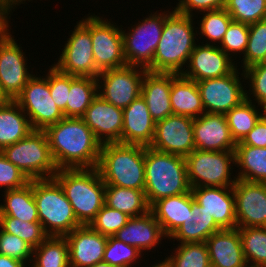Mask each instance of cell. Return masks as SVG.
<instances>
[{"label":"cell","instance_id":"484cf974","mask_svg":"<svg viewBox=\"0 0 266 267\" xmlns=\"http://www.w3.org/2000/svg\"><path fill=\"white\" fill-rule=\"evenodd\" d=\"M172 73H154L147 71L141 85V96L148 106L155 122L173 115L170 102Z\"/></svg>","mask_w":266,"mask_h":267},{"label":"cell","instance_id":"9a60e30c","mask_svg":"<svg viewBox=\"0 0 266 267\" xmlns=\"http://www.w3.org/2000/svg\"><path fill=\"white\" fill-rule=\"evenodd\" d=\"M239 74L236 68L228 75L196 82L205 113L225 115L246 99Z\"/></svg>","mask_w":266,"mask_h":267},{"label":"cell","instance_id":"8fae6325","mask_svg":"<svg viewBox=\"0 0 266 267\" xmlns=\"http://www.w3.org/2000/svg\"><path fill=\"white\" fill-rule=\"evenodd\" d=\"M69 36L58 62L53 66L72 76L96 78L100 71L96 68L93 56L90 16L77 22Z\"/></svg>","mask_w":266,"mask_h":267},{"label":"cell","instance_id":"8992f818","mask_svg":"<svg viewBox=\"0 0 266 267\" xmlns=\"http://www.w3.org/2000/svg\"><path fill=\"white\" fill-rule=\"evenodd\" d=\"M33 195L40 223L48 236L65 237L81 226L54 178L33 180Z\"/></svg>","mask_w":266,"mask_h":267},{"label":"cell","instance_id":"91938a15","mask_svg":"<svg viewBox=\"0 0 266 267\" xmlns=\"http://www.w3.org/2000/svg\"><path fill=\"white\" fill-rule=\"evenodd\" d=\"M246 267H266V265L246 264Z\"/></svg>","mask_w":266,"mask_h":267},{"label":"cell","instance_id":"6da1fadb","mask_svg":"<svg viewBox=\"0 0 266 267\" xmlns=\"http://www.w3.org/2000/svg\"><path fill=\"white\" fill-rule=\"evenodd\" d=\"M44 132L58 169L98 166L102 144L82 118L64 117Z\"/></svg>","mask_w":266,"mask_h":267},{"label":"cell","instance_id":"4316f807","mask_svg":"<svg viewBox=\"0 0 266 267\" xmlns=\"http://www.w3.org/2000/svg\"><path fill=\"white\" fill-rule=\"evenodd\" d=\"M192 209V193L169 196L155 201L150 212L160 223L164 234L169 238L188 218Z\"/></svg>","mask_w":266,"mask_h":267},{"label":"cell","instance_id":"3957f363","mask_svg":"<svg viewBox=\"0 0 266 267\" xmlns=\"http://www.w3.org/2000/svg\"><path fill=\"white\" fill-rule=\"evenodd\" d=\"M53 178L62 187L77 221L89 225L105 205V183L98 168L58 169Z\"/></svg>","mask_w":266,"mask_h":267},{"label":"cell","instance_id":"e575fe53","mask_svg":"<svg viewBox=\"0 0 266 267\" xmlns=\"http://www.w3.org/2000/svg\"><path fill=\"white\" fill-rule=\"evenodd\" d=\"M97 85L96 78L70 75L67 117L81 118L84 115L92 100L98 95Z\"/></svg>","mask_w":266,"mask_h":267},{"label":"cell","instance_id":"ab89813d","mask_svg":"<svg viewBox=\"0 0 266 267\" xmlns=\"http://www.w3.org/2000/svg\"><path fill=\"white\" fill-rule=\"evenodd\" d=\"M224 9L235 22L250 25L266 19V0H226Z\"/></svg>","mask_w":266,"mask_h":267},{"label":"cell","instance_id":"9c48e42d","mask_svg":"<svg viewBox=\"0 0 266 267\" xmlns=\"http://www.w3.org/2000/svg\"><path fill=\"white\" fill-rule=\"evenodd\" d=\"M150 14L142 22L133 25L129 32L122 28L124 57L127 65L147 68L154 58V53L160 41L165 18L171 13ZM136 26V27H135Z\"/></svg>","mask_w":266,"mask_h":267},{"label":"cell","instance_id":"7a4b0ae2","mask_svg":"<svg viewBox=\"0 0 266 267\" xmlns=\"http://www.w3.org/2000/svg\"><path fill=\"white\" fill-rule=\"evenodd\" d=\"M192 19L175 9L165 18L153 62L146 68L149 72L182 74L196 46Z\"/></svg>","mask_w":266,"mask_h":267},{"label":"cell","instance_id":"c3c4849f","mask_svg":"<svg viewBox=\"0 0 266 267\" xmlns=\"http://www.w3.org/2000/svg\"><path fill=\"white\" fill-rule=\"evenodd\" d=\"M48 70V82L51 97L57 107L67 117V101L70 92V75L60 72L55 66Z\"/></svg>","mask_w":266,"mask_h":267},{"label":"cell","instance_id":"60d3db41","mask_svg":"<svg viewBox=\"0 0 266 267\" xmlns=\"http://www.w3.org/2000/svg\"><path fill=\"white\" fill-rule=\"evenodd\" d=\"M243 61V62H242ZM266 61V19L249 25V40L241 60L244 70Z\"/></svg>","mask_w":266,"mask_h":267},{"label":"cell","instance_id":"d590c367","mask_svg":"<svg viewBox=\"0 0 266 267\" xmlns=\"http://www.w3.org/2000/svg\"><path fill=\"white\" fill-rule=\"evenodd\" d=\"M32 259L31 267H70L67 239L48 236L38 247L33 248Z\"/></svg>","mask_w":266,"mask_h":267},{"label":"cell","instance_id":"8d00e7d4","mask_svg":"<svg viewBox=\"0 0 266 267\" xmlns=\"http://www.w3.org/2000/svg\"><path fill=\"white\" fill-rule=\"evenodd\" d=\"M247 264L266 265V227H237Z\"/></svg>","mask_w":266,"mask_h":267},{"label":"cell","instance_id":"ee69618b","mask_svg":"<svg viewBox=\"0 0 266 267\" xmlns=\"http://www.w3.org/2000/svg\"><path fill=\"white\" fill-rule=\"evenodd\" d=\"M130 218L127 214L104 205L89 225L102 235L113 236Z\"/></svg>","mask_w":266,"mask_h":267},{"label":"cell","instance_id":"f35d334b","mask_svg":"<svg viewBox=\"0 0 266 267\" xmlns=\"http://www.w3.org/2000/svg\"><path fill=\"white\" fill-rule=\"evenodd\" d=\"M0 228L18 236L33 248L38 247L48 237L40 222L22 221L7 215H0Z\"/></svg>","mask_w":266,"mask_h":267},{"label":"cell","instance_id":"7c38bea8","mask_svg":"<svg viewBox=\"0 0 266 267\" xmlns=\"http://www.w3.org/2000/svg\"><path fill=\"white\" fill-rule=\"evenodd\" d=\"M147 71L132 65L102 71L96 77L98 95L117 108L125 109L141 95L142 80Z\"/></svg>","mask_w":266,"mask_h":267},{"label":"cell","instance_id":"5bb4252c","mask_svg":"<svg viewBox=\"0 0 266 267\" xmlns=\"http://www.w3.org/2000/svg\"><path fill=\"white\" fill-rule=\"evenodd\" d=\"M27 57L8 27L0 30V85L10 100L21 93L33 76L28 70Z\"/></svg>","mask_w":266,"mask_h":267},{"label":"cell","instance_id":"f5cc1de1","mask_svg":"<svg viewBox=\"0 0 266 267\" xmlns=\"http://www.w3.org/2000/svg\"><path fill=\"white\" fill-rule=\"evenodd\" d=\"M12 8L14 7L7 1V0H0V26L2 28H9V20L11 16L8 15L11 14Z\"/></svg>","mask_w":266,"mask_h":267},{"label":"cell","instance_id":"1f68e13d","mask_svg":"<svg viewBox=\"0 0 266 267\" xmlns=\"http://www.w3.org/2000/svg\"><path fill=\"white\" fill-rule=\"evenodd\" d=\"M105 205L130 217H139L150 211L145 191L105 185Z\"/></svg>","mask_w":266,"mask_h":267},{"label":"cell","instance_id":"603a6c76","mask_svg":"<svg viewBox=\"0 0 266 267\" xmlns=\"http://www.w3.org/2000/svg\"><path fill=\"white\" fill-rule=\"evenodd\" d=\"M123 118L122 143L149 147L154 137L156 122L141 95L123 109Z\"/></svg>","mask_w":266,"mask_h":267},{"label":"cell","instance_id":"277c9868","mask_svg":"<svg viewBox=\"0 0 266 267\" xmlns=\"http://www.w3.org/2000/svg\"><path fill=\"white\" fill-rule=\"evenodd\" d=\"M144 191L149 206L159 199L190 192L185 157L145 147Z\"/></svg>","mask_w":266,"mask_h":267},{"label":"cell","instance_id":"d4e9b609","mask_svg":"<svg viewBox=\"0 0 266 267\" xmlns=\"http://www.w3.org/2000/svg\"><path fill=\"white\" fill-rule=\"evenodd\" d=\"M211 267H246L238 228L221 229L205 241Z\"/></svg>","mask_w":266,"mask_h":267},{"label":"cell","instance_id":"6f0895ef","mask_svg":"<svg viewBox=\"0 0 266 267\" xmlns=\"http://www.w3.org/2000/svg\"><path fill=\"white\" fill-rule=\"evenodd\" d=\"M151 267V266H150ZM152 267H170L169 262L164 259L163 261H160V263H155V265H152Z\"/></svg>","mask_w":266,"mask_h":267},{"label":"cell","instance_id":"b9f144b4","mask_svg":"<svg viewBox=\"0 0 266 267\" xmlns=\"http://www.w3.org/2000/svg\"><path fill=\"white\" fill-rule=\"evenodd\" d=\"M141 253L138 248L125 244L114 236H108L102 261L117 267H132L142 257Z\"/></svg>","mask_w":266,"mask_h":267},{"label":"cell","instance_id":"7402d4cb","mask_svg":"<svg viewBox=\"0 0 266 267\" xmlns=\"http://www.w3.org/2000/svg\"><path fill=\"white\" fill-rule=\"evenodd\" d=\"M194 201L214 217L222 229L237 228L235 196L230 187H196L191 188Z\"/></svg>","mask_w":266,"mask_h":267},{"label":"cell","instance_id":"f546056e","mask_svg":"<svg viewBox=\"0 0 266 267\" xmlns=\"http://www.w3.org/2000/svg\"><path fill=\"white\" fill-rule=\"evenodd\" d=\"M32 131L29 118L14 100L0 107V151Z\"/></svg>","mask_w":266,"mask_h":267},{"label":"cell","instance_id":"7dc6e473","mask_svg":"<svg viewBox=\"0 0 266 267\" xmlns=\"http://www.w3.org/2000/svg\"><path fill=\"white\" fill-rule=\"evenodd\" d=\"M242 71V78L244 76L245 80L249 79L248 83L250 82V89L246 90V94L252 92L250 95L255 97L253 100L262 107L261 109H266V63H258Z\"/></svg>","mask_w":266,"mask_h":267},{"label":"cell","instance_id":"52a82bcc","mask_svg":"<svg viewBox=\"0 0 266 267\" xmlns=\"http://www.w3.org/2000/svg\"><path fill=\"white\" fill-rule=\"evenodd\" d=\"M1 153L29 180L50 179L58 172L44 131L33 130L25 138L4 147Z\"/></svg>","mask_w":266,"mask_h":267},{"label":"cell","instance_id":"d6a6232c","mask_svg":"<svg viewBox=\"0 0 266 267\" xmlns=\"http://www.w3.org/2000/svg\"><path fill=\"white\" fill-rule=\"evenodd\" d=\"M239 167L237 179L266 183V148L254 146L235 147V166Z\"/></svg>","mask_w":266,"mask_h":267},{"label":"cell","instance_id":"ac0fdd59","mask_svg":"<svg viewBox=\"0 0 266 267\" xmlns=\"http://www.w3.org/2000/svg\"><path fill=\"white\" fill-rule=\"evenodd\" d=\"M233 192L237 227H266V183L237 179Z\"/></svg>","mask_w":266,"mask_h":267},{"label":"cell","instance_id":"680465c9","mask_svg":"<svg viewBox=\"0 0 266 267\" xmlns=\"http://www.w3.org/2000/svg\"><path fill=\"white\" fill-rule=\"evenodd\" d=\"M14 8L20 5L21 3H23V1L25 2L26 0H7ZM29 1V0H28Z\"/></svg>","mask_w":266,"mask_h":267},{"label":"cell","instance_id":"836d02e7","mask_svg":"<svg viewBox=\"0 0 266 267\" xmlns=\"http://www.w3.org/2000/svg\"><path fill=\"white\" fill-rule=\"evenodd\" d=\"M252 104L250 95L246 94L245 100L225 114L231 136L236 143L241 142L266 113V109L261 113Z\"/></svg>","mask_w":266,"mask_h":267},{"label":"cell","instance_id":"d6986e66","mask_svg":"<svg viewBox=\"0 0 266 267\" xmlns=\"http://www.w3.org/2000/svg\"><path fill=\"white\" fill-rule=\"evenodd\" d=\"M81 118L101 144L122 143L123 109L97 95Z\"/></svg>","mask_w":266,"mask_h":267},{"label":"cell","instance_id":"44dd1931","mask_svg":"<svg viewBox=\"0 0 266 267\" xmlns=\"http://www.w3.org/2000/svg\"><path fill=\"white\" fill-rule=\"evenodd\" d=\"M193 133L197 150L235 151L237 143L224 114L203 113L194 119Z\"/></svg>","mask_w":266,"mask_h":267},{"label":"cell","instance_id":"cb8c5ba5","mask_svg":"<svg viewBox=\"0 0 266 267\" xmlns=\"http://www.w3.org/2000/svg\"><path fill=\"white\" fill-rule=\"evenodd\" d=\"M113 236L141 252L156 248L163 238H167L160 223L150 211L139 217H131Z\"/></svg>","mask_w":266,"mask_h":267},{"label":"cell","instance_id":"4dcf8cb0","mask_svg":"<svg viewBox=\"0 0 266 267\" xmlns=\"http://www.w3.org/2000/svg\"><path fill=\"white\" fill-rule=\"evenodd\" d=\"M4 204L0 215H7L27 222H40L33 195V180L24 187L4 191Z\"/></svg>","mask_w":266,"mask_h":267},{"label":"cell","instance_id":"11a10c76","mask_svg":"<svg viewBox=\"0 0 266 267\" xmlns=\"http://www.w3.org/2000/svg\"><path fill=\"white\" fill-rule=\"evenodd\" d=\"M10 101V99L7 97V95L3 92L1 85H0V107L7 104Z\"/></svg>","mask_w":266,"mask_h":267},{"label":"cell","instance_id":"83f0119b","mask_svg":"<svg viewBox=\"0 0 266 267\" xmlns=\"http://www.w3.org/2000/svg\"><path fill=\"white\" fill-rule=\"evenodd\" d=\"M170 102L174 115L195 119L205 113L196 81L181 74L172 73Z\"/></svg>","mask_w":266,"mask_h":267},{"label":"cell","instance_id":"bcb514c9","mask_svg":"<svg viewBox=\"0 0 266 267\" xmlns=\"http://www.w3.org/2000/svg\"><path fill=\"white\" fill-rule=\"evenodd\" d=\"M0 254L22 261L32 262L33 247L16 235L0 229ZM27 260V261H26Z\"/></svg>","mask_w":266,"mask_h":267},{"label":"cell","instance_id":"681fc988","mask_svg":"<svg viewBox=\"0 0 266 267\" xmlns=\"http://www.w3.org/2000/svg\"><path fill=\"white\" fill-rule=\"evenodd\" d=\"M29 182L27 176L0 151V187H4L5 190L18 189Z\"/></svg>","mask_w":266,"mask_h":267},{"label":"cell","instance_id":"f6af8a7d","mask_svg":"<svg viewBox=\"0 0 266 267\" xmlns=\"http://www.w3.org/2000/svg\"><path fill=\"white\" fill-rule=\"evenodd\" d=\"M249 40V25L241 22L232 21L228 26L224 37L219 44L220 48L229 56L241 53L244 55Z\"/></svg>","mask_w":266,"mask_h":267},{"label":"cell","instance_id":"816d5d0a","mask_svg":"<svg viewBox=\"0 0 266 267\" xmlns=\"http://www.w3.org/2000/svg\"><path fill=\"white\" fill-rule=\"evenodd\" d=\"M236 146H254L266 148V113L259 119L247 136Z\"/></svg>","mask_w":266,"mask_h":267},{"label":"cell","instance_id":"9f6ffc18","mask_svg":"<svg viewBox=\"0 0 266 267\" xmlns=\"http://www.w3.org/2000/svg\"><path fill=\"white\" fill-rule=\"evenodd\" d=\"M91 267H117V266H113L107 262L101 261V262H98V263L92 265Z\"/></svg>","mask_w":266,"mask_h":267},{"label":"cell","instance_id":"30bf717a","mask_svg":"<svg viewBox=\"0 0 266 267\" xmlns=\"http://www.w3.org/2000/svg\"><path fill=\"white\" fill-rule=\"evenodd\" d=\"M14 101L27 114L33 130L44 131L65 117L51 97L48 73L44 78L33 74Z\"/></svg>","mask_w":266,"mask_h":267},{"label":"cell","instance_id":"2e32d148","mask_svg":"<svg viewBox=\"0 0 266 267\" xmlns=\"http://www.w3.org/2000/svg\"><path fill=\"white\" fill-rule=\"evenodd\" d=\"M193 122L191 117L174 114L156 122L149 147L160 152L188 156L195 150Z\"/></svg>","mask_w":266,"mask_h":267},{"label":"cell","instance_id":"ba28073f","mask_svg":"<svg viewBox=\"0 0 266 267\" xmlns=\"http://www.w3.org/2000/svg\"><path fill=\"white\" fill-rule=\"evenodd\" d=\"M185 161L191 188L230 187L237 181L235 177L232 180L230 173L235 164V151L195 149L185 157Z\"/></svg>","mask_w":266,"mask_h":267},{"label":"cell","instance_id":"db71d44e","mask_svg":"<svg viewBox=\"0 0 266 267\" xmlns=\"http://www.w3.org/2000/svg\"><path fill=\"white\" fill-rule=\"evenodd\" d=\"M0 267H26L22 261L0 254Z\"/></svg>","mask_w":266,"mask_h":267},{"label":"cell","instance_id":"5b68a950","mask_svg":"<svg viewBox=\"0 0 266 267\" xmlns=\"http://www.w3.org/2000/svg\"><path fill=\"white\" fill-rule=\"evenodd\" d=\"M97 168L105 185L144 190L145 146L104 143Z\"/></svg>","mask_w":266,"mask_h":267},{"label":"cell","instance_id":"74e56055","mask_svg":"<svg viewBox=\"0 0 266 267\" xmlns=\"http://www.w3.org/2000/svg\"><path fill=\"white\" fill-rule=\"evenodd\" d=\"M166 260L170 267H211L205 242L181 243Z\"/></svg>","mask_w":266,"mask_h":267},{"label":"cell","instance_id":"f907efd6","mask_svg":"<svg viewBox=\"0 0 266 267\" xmlns=\"http://www.w3.org/2000/svg\"><path fill=\"white\" fill-rule=\"evenodd\" d=\"M225 3L226 0H179L177 6L173 9L178 13L193 17V10H198L201 13L223 9Z\"/></svg>","mask_w":266,"mask_h":267},{"label":"cell","instance_id":"f1b7e54d","mask_svg":"<svg viewBox=\"0 0 266 267\" xmlns=\"http://www.w3.org/2000/svg\"><path fill=\"white\" fill-rule=\"evenodd\" d=\"M221 229L214 217L195 202L192 196V209L188 218L169 238L176 239L179 243L205 242L213 233Z\"/></svg>","mask_w":266,"mask_h":267},{"label":"cell","instance_id":"e0dca14e","mask_svg":"<svg viewBox=\"0 0 266 267\" xmlns=\"http://www.w3.org/2000/svg\"><path fill=\"white\" fill-rule=\"evenodd\" d=\"M211 44V45H210ZM219 45L211 42L195 46L182 76L196 82L222 77L232 73L238 66ZM236 64V65H235Z\"/></svg>","mask_w":266,"mask_h":267},{"label":"cell","instance_id":"ffe728a7","mask_svg":"<svg viewBox=\"0 0 266 267\" xmlns=\"http://www.w3.org/2000/svg\"><path fill=\"white\" fill-rule=\"evenodd\" d=\"M69 247L70 267H91L104 257L108 236L90 225H81L65 236Z\"/></svg>","mask_w":266,"mask_h":267},{"label":"cell","instance_id":"4fadbf2b","mask_svg":"<svg viewBox=\"0 0 266 267\" xmlns=\"http://www.w3.org/2000/svg\"><path fill=\"white\" fill-rule=\"evenodd\" d=\"M108 19L90 15V34L96 68L102 72L127 65L122 29Z\"/></svg>","mask_w":266,"mask_h":267},{"label":"cell","instance_id":"7bdbcfd3","mask_svg":"<svg viewBox=\"0 0 266 267\" xmlns=\"http://www.w3.org/2000/svg\"><path fill=\"white\" fill-rule=\"evenodd\" d=\"M203 13L205 14L200 22L199 33L207 37L214 45H216L215 42L220 44L233 19L224 8Z\"/></svg>","mask_w":266,"mask_h":267}]
</instances>
